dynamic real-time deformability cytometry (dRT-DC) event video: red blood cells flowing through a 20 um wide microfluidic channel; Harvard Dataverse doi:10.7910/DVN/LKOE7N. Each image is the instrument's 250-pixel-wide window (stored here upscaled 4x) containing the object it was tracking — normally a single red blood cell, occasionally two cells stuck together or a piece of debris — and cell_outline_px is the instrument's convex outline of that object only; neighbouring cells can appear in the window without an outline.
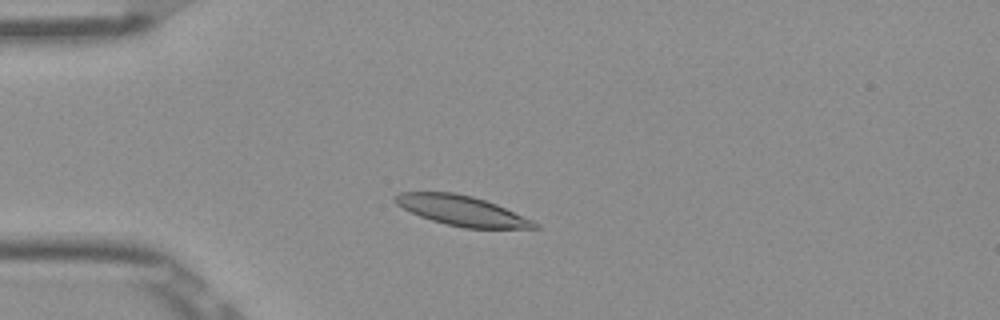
{"species": "Egyptian fruit bat (a non-hibernating species)", "species_latin": "Rousettus aegyptiacus", "temperature_condition": "room temperature", "stored_images_in_passage": 21, "camera_frame_rate_fps": 3000, "um_per_image_px": 0.085, "frame": {"image": 1, "passage_image": 10, "time_ms": 3.0, "image_size_px": [1000, 320], "cell_outline_px": [[540, 228], [464, 228], [432, 220], [420, 216], [396, 204], [392, 200], [392, 196], [400, 192], [452, 192], [472, 196], [496, 204], [532, 220], [540, 224]], "centroid_in_image_um": [39.23, 17.9], "position_along_channel_um": 45.8, "area_um2": 24.1}}
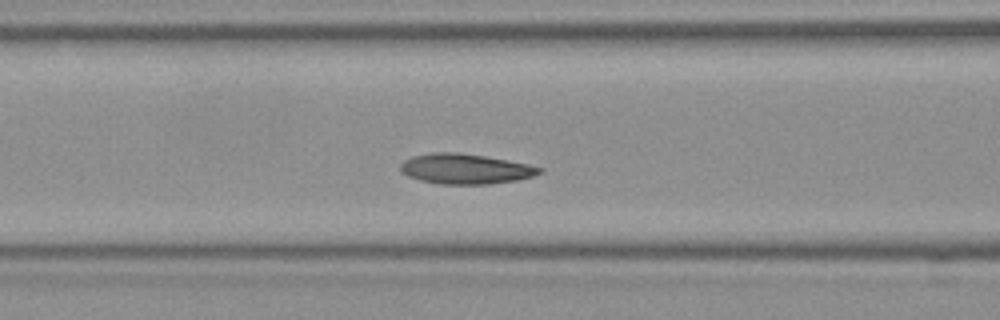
{"frame": {"image": 2, "passage_image": 18, "time_ms": 5.667, "image_size_px": [1000, 320], "cell_outline_px": [[544, 172], [532, 176], [516, 180], [488, 184], [440, 184], [420, 180], [408, 176], [400, 172], [400, 164], [404, 160], [412, 156], [432, 152], [456, 152], [484, 156], [508, 160], [528, 164], [544, 168]], "centroid_in_image_um": [39.54, 14.35], "position_along_channel_um": 127.1, "area_um2": 24.51}}
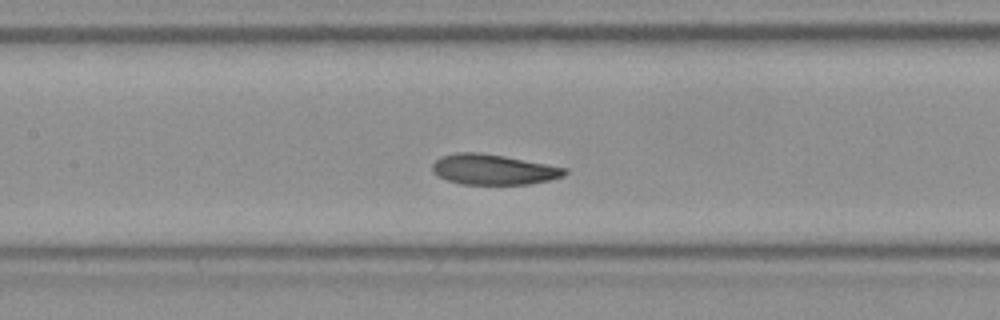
{"frame": {"image": 3, "passage_image": 21, "time_ms": 6.667, "image_size_px": [1000, 320], "cell_outline_px": [[568, 172], [564, 176], [548, 180], [528, 184], [460, 184], [448, 180], [432, 172], [432, 164], [440, 156], [456, 152], [480, 152], [504, 156], [568, 168]], "centroid_in_image_um": [41.93, 14.4], "position_along_channel_um": 165.5, "area_um2": 23.41}}